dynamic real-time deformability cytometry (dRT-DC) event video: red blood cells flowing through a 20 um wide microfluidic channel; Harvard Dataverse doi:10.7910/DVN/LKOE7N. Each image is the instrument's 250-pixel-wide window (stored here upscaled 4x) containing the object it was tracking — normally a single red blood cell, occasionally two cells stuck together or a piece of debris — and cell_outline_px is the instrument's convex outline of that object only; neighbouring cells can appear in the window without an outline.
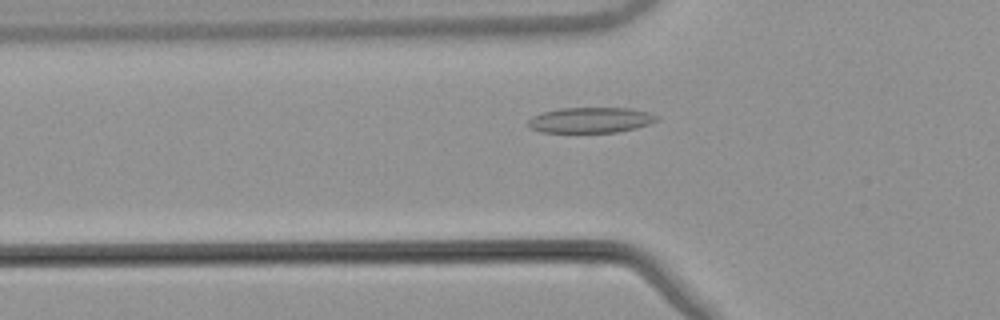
{"species": "common noctule bat (a hibernating species)", "species_latin": "Nyctalus noctula", "temperature_condition": "warm", "stored_images_in_passage": 50, "camera_frame_rate_fps": 3000, "um_per_image_px": 0.085, "animal": {"sex": "male", "body_mass_g": 21.5, "forearm_length_mm": 52.0}, "frame": {"image": 1, "passage_image": 14, "time_ms": 4.333, "image_size_px": [1000, 320], "cell_outline_px": [[660, 116], [656, 120], [648, 124], [636, 128], [616, 132], [540, 132], [528, 128], [528, 120], [532, 116], [544, 112], [560, 108], [628, 108], [648, 112]], "centroid_in_image_um": [50.17, 10.21], "position_along_channel_um": 75.6, "area_um2": 19.07}}
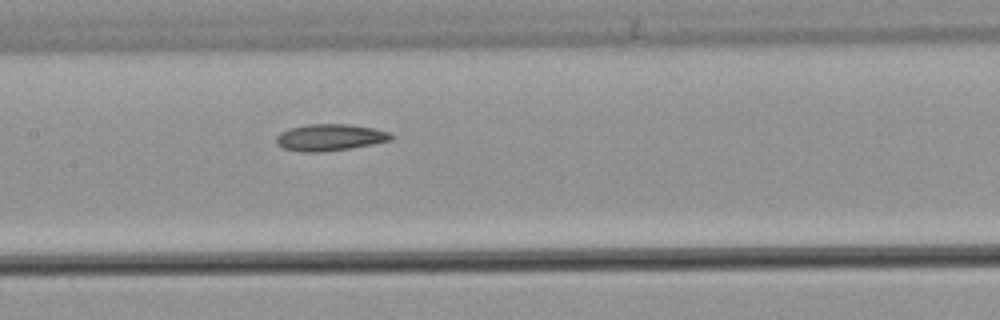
{"frame": {"image": 2, "passage_image": 22, "time_ms": 7.0, "image_size_px": [1000, 320], "cell_outline_px": [[396, 136], [392, 140], [372, 144], [348, 148], [320, 152], [300, 152], [284, 148], [276, 144], [276, 136], [280, 132], [288, 128], [308, 124], [348, 124], [372, 128], [388, 132]], "centroid_in_image_um": [28.02, 11.67], "position_along_channel_um": 179.4, "area_um2": 17.86}}
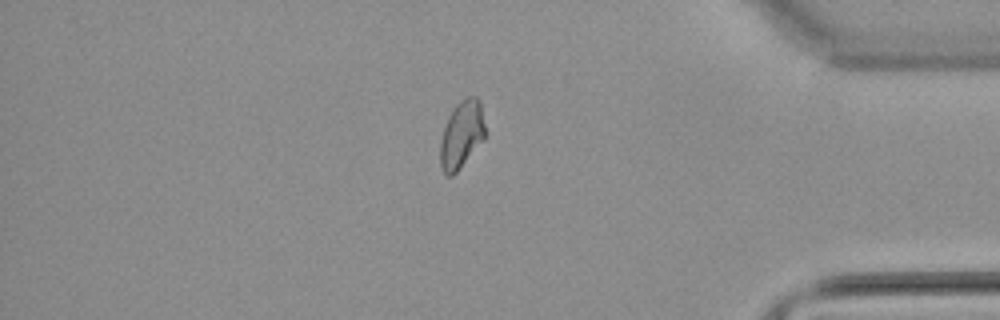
{"frame": {"image": 3, "passage_image": 41, "time_ms": 13.333, "image_size_px": [1000, 320], "cell_outline_px": [[488, 132], [484, 140], [460, 168], [452, 176], [448, 176], [444, 172], [440, 164], [440, 140], [448, 116], [452, 108], [460, 100], [468, 96], [476, 96], [480, 100]], "centroid_in_image_um": [39.28, 11.4], "position_along_channel_um": 395.9, "area_um2": 18.15}, "authors_computed_cell_mechanics": {"area_um2": 17.9758, "velocity_mm_per_s": 3.8722, "shape_relaxation_time_tau1_ms": null, "shape_relaxation_time_tau2_ms": 7.1931, "deformation_change_tau1": null, "deformation_change_tau2": 0.151}}